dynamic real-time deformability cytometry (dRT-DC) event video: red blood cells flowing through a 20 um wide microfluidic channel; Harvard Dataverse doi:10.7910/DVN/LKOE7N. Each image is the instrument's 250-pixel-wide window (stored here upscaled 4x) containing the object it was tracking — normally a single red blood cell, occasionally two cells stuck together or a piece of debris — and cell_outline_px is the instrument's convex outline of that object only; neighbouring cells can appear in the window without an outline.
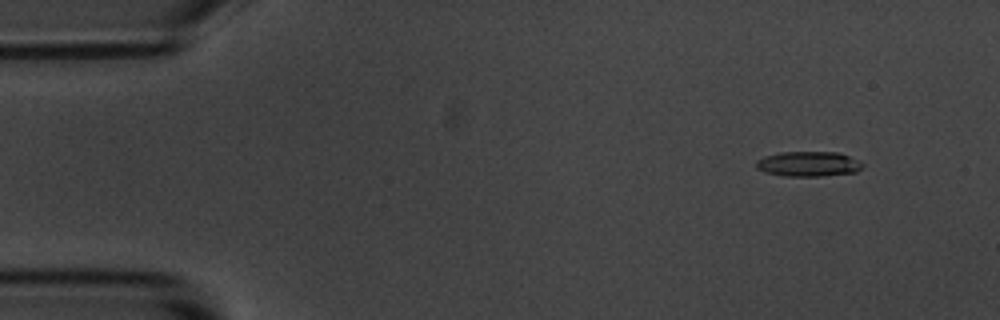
{"species": "common noctule bat (a hibernating species)", "species_latin": "Nyctalus noctula", "temperature_condition": "room temperature", "stored_images_in_passage": 5, "camera_frame_rate_fps": 3000, "um_per_image_px": 0.085, "animal": {"sex": "male", "body_mass_g": 20.1, "forearm_length_mm": 53.5}, "frame": {"image": 1, "passage_image": 2, "time_ms": 1.333, "image_size_px": [1000, 320], "cell_outline_px": [[864, 164], [856, 172], [820, 176], [784, 176], [764, 172], [756, 168], [756, 160], [764, 156], [780, 152], [840, 152]], "centroid_in_image_um": [68.67, 13.93], "position_along_channel_um": 16.3, "area_um2": 15.49}}